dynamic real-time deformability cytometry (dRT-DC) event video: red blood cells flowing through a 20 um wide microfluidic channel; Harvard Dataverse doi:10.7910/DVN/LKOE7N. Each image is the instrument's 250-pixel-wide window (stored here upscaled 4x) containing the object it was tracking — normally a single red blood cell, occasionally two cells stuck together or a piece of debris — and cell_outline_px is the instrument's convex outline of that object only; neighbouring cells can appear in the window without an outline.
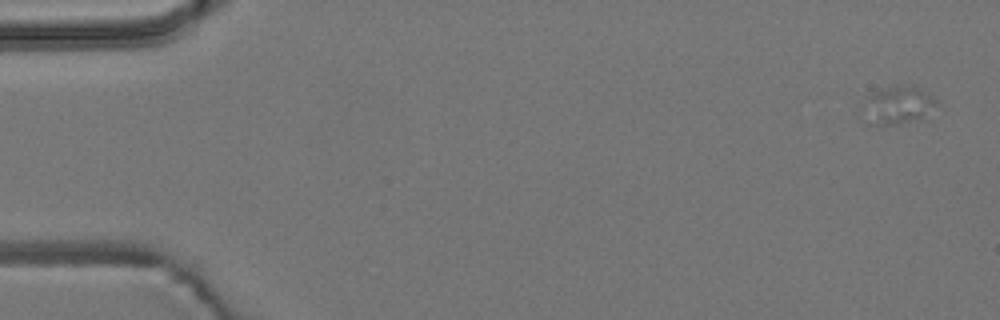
{"species": "common noctule bat (a hibernating species)", "species_latin": "Nyctalus noctula", "temperature_condition": "room temperature", "stored_images_in_passage": 6, "camera_frame_rate_fps": 3000, "um_per_image_px": 0.085, "animal": {"sex": "male", "body_mass_g": 19.2, "forearm_length_mm": 51.8}, "frame": {"image": 1, "passage_image": 1, "time_ms": 0.0, "image_size_px": [1000, 320], "cell_outline_px": [[940, 104], [920, 116], [900, 124], [864, 124], [856, 116], [872, 92], [896, 84], [916, 84], [936, 100]], "centroid_in_image_um": [76.18, 8.92], "position_along_channel_um": 8.8, "area_um2": 16.76}}